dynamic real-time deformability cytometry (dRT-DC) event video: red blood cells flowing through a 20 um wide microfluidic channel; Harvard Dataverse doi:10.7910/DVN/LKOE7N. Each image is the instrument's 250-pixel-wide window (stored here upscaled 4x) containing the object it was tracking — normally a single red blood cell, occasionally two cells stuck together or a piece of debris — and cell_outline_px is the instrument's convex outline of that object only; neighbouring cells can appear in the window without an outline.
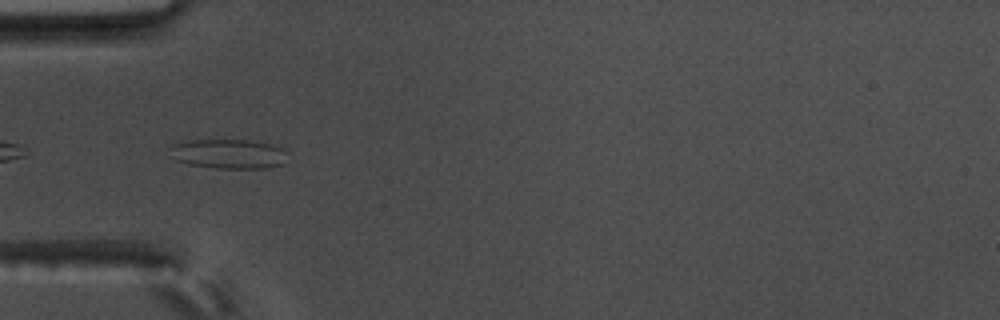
{"species": "common noctule bat (a hibernating species)", "species_latin": "Nyctalus noctula", "temperature_condition": "warm", "stored_images_in_passage": 40, "camera_frame_rate_fps": 3000, "um_per_image_px": 0.085, "animal": {"sex": "male", "body_mass_g": 17.5, "forearm_length_mm": 52.3}, "frame": {"image": 1, "passage_image": 2, "time_ms": 0.333, "image_size_px": [1000, 320], "cell_outline_px": [[284, 164], [268, 168], [216, 168], [188, 164], [176, 160], [172, 148], [172, 144], [188, 140], [248, 140], [268, 144], [280, 148], [284, 152]], "centroid_in_image_um": [19.42, 13.08], "position_along_channel_um": 65.6, "area_um2": 19.77}}
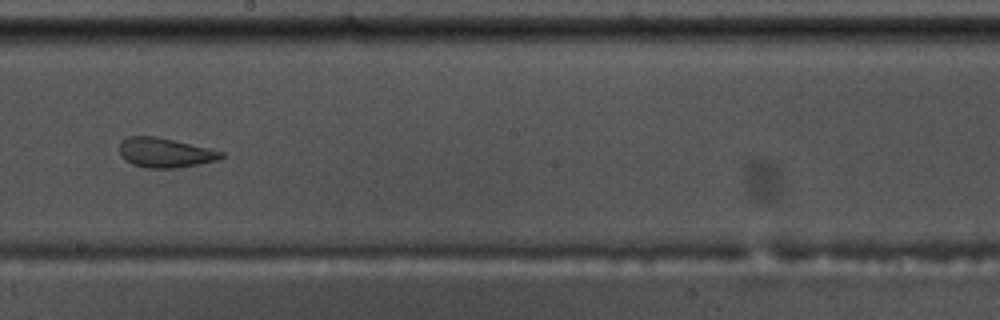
{"frame": {"image": 2, "passage_image": 16, "time_ms": 5.0, "image_size_px": [1000, 320], "cell_outline_px": [[224, 156], [216, 160], [200, 164], [176, 168], [144, 168], [132, 164], [120, 156], [120, 140], [128, 136], [156, 136], [212, 148], [224, 152]], "centroid_in_image_um": [14.03, 12.97], "position_along_channel_um": 234.2, "area_um2": 17.8}}
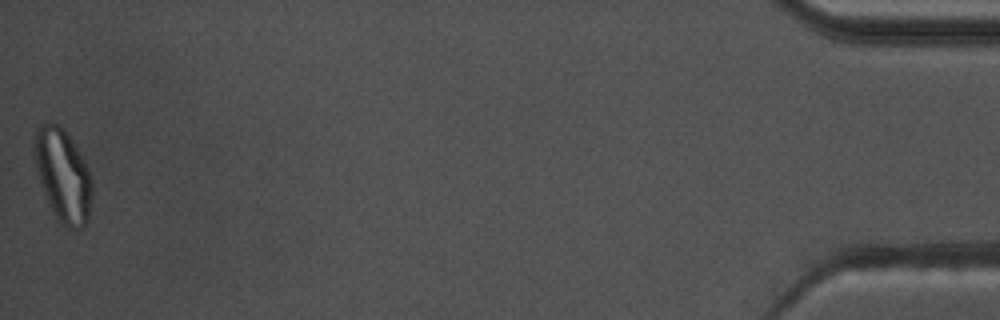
{"frame": {"image": 3, "passage_image": 40, "time_ms": 13.0, "image_size_px": [1000, 320], "cell_outline_px": [[92, 196], [88, 220], [80, 228], [68, 228], [60, 224], [56, 220], [48, 204], [40, 180], [32, 148], [32, 140], [36, 128], [40, 124], [48, 120], [56, 124], [68, 136], [76, 148], [92, 180]], "centroid_in_image_um": [5.3, 14.92], "position_along_channel_um": 429.9, "area_um2": 30.98}, "authors_computed_cell_mechanics": {"area_um2": 18.5538, "velocity_mm_per_s": 3.6382, "shape_relaxation_time_tau1_ms": null, "shape_relaxation_time_tau2_ms": 1.4736, "deformation_change_tau1": null, "deformation_change_tau2": 0.0881}}